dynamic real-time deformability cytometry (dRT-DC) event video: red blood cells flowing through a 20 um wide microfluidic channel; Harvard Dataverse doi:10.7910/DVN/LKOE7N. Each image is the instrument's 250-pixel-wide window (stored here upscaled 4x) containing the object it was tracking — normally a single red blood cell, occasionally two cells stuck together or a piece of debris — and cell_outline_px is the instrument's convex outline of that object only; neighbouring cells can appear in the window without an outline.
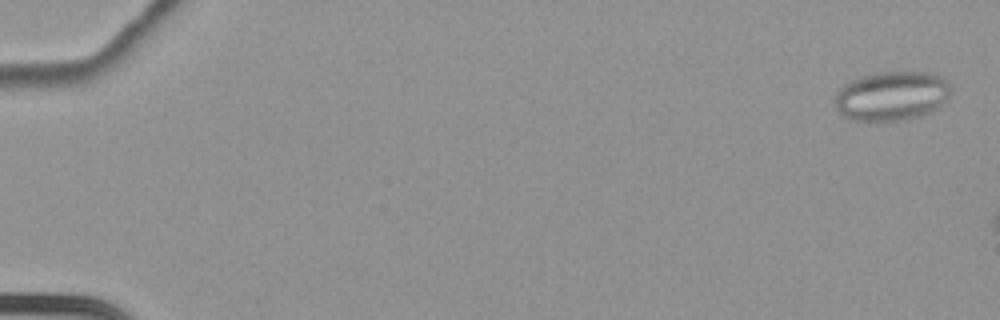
{"species": "common noctule bat (a hibernating species)", "species_latin": "Nyctalus noctula", "temperature_condition": "cold", "stored_images_in_passage": 15, "camera_frame_rate_fps": 3000, "um_per_image_px": 0.085, "animal": {"sex": "female", "body_mass_g": 22.7, "forearm_length_mm": 54.2}, "frame": {"image": 1, "passage_image": 3, "time_ms": 0.667, "image_size_px": [1000, 320], "cell_outline_px": [[952, 92], [948, 100], [940, 108], [932, 112], [920, 116], [904, 120], [884, 124], [864, 124], [852, 120], [844, 116], [836, 108], [832, 100], [836, 92], [844, 84], [860, 76], [876, 72], [936, 72], [944, 76], [952, 84]], "centroid_in_image_um": [75.83, 8.2], "position_along_channel_um": 9.2, "area_um2": 35.32}}